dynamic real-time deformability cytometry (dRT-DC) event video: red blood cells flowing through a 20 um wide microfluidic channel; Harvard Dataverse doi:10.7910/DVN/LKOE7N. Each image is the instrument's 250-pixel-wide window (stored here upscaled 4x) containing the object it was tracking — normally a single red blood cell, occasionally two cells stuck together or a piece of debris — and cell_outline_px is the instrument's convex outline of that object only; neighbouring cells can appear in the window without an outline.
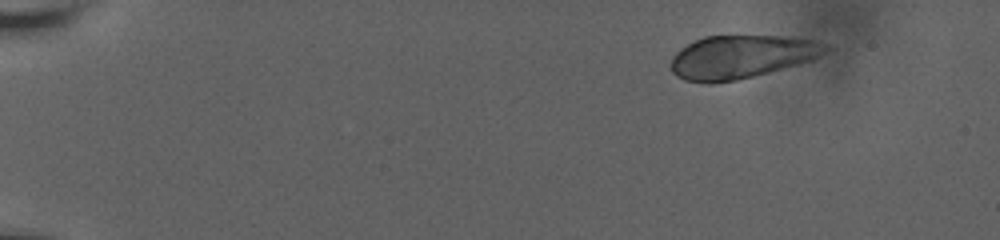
{"species": "human", "species_latin": "Homo sapiens", "temperature_condition": "room temperature", "stored_images_in_passage": 13, "camera_frame_rate_fps": 3000, "um_per_image_px": 0.085, "donor": {"sex": "male"}, "frame": {"image": 1, "passage_image": 1, "time_ms": 0.0, "image_size_px": [1000, 240], "cell_outline_px": [[832, 48], [828, 52], [808, 60], [796, 64], [768, 72], [736, 80], [712, 84], [708, 84], [684, 80], [676, 76], [672, 72], [672, 56], [680, 48], [704, 36], [780, 36], [812, 40], [832, 44]], "centroid_in_image_um": [63.01, 4.83], "position_along_channel_um": 22.0, "area_um2": 38.84}}
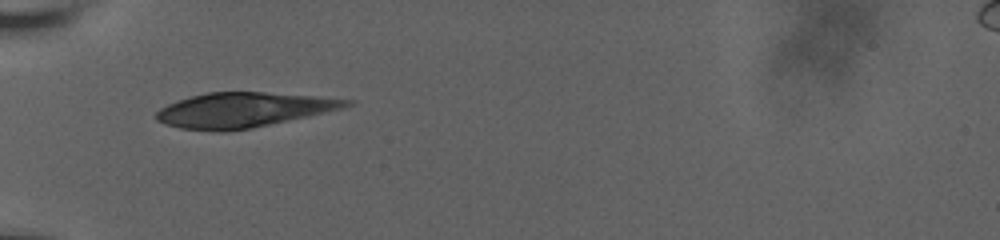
{"frame": {"image": 2, "passage_image": 10, "time_ms": 4.667, "image_size_px": [1000, 240], "cell_outline_px": [[356, 100], [352, 104], [344, 108], [252, 128], [224, 132], [220, 132], [180, 128], [156, 120], [156, 112], [160, 108], [176, 100], [208, 92], [264, 92], [312, 96]], "centroid_in_image_um": [20.67, 9.35], "position_along_channel_um": 64.3, "area_um2": 38.32}}
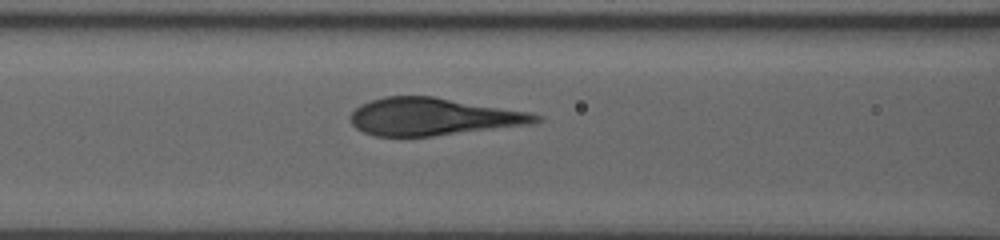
{"frame": {"image": 3, "passage_image": 13, "time_ms": 6.667, "image_size_px": [1000, 240], "cell_outline_px": [[544, 120], [536, 124], [432, 136], [376, 136], [364, 132], [356, 128], [352, 124], [348, 116], [360, 104], [384, 96], [432, 96], [528, 112], [544, 116]], "centroid_in_image_um": [36.84, 9.92], "position_along_channel_um": 129.8, "area_um2": 40.52}}